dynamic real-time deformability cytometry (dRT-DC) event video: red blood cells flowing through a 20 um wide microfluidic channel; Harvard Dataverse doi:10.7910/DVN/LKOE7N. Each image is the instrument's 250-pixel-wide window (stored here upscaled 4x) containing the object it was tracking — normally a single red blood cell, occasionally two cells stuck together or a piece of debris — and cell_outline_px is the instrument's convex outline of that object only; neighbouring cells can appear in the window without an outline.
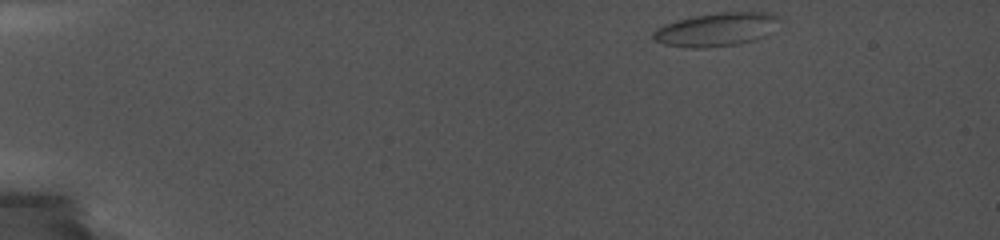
{"species": "common noctule bat (a hibernating species)", "species_latin": "Nyctalus noctula", "temperature_condition": "cold", "stored_images_in_passage": 23, "camera_frame_rate_fps": 5000, "um_per_image_px": 0.085, "animal": {"sex": "female", "body_mass_g": 19.0, "forearm_length_mm": 56.7}, "frame": {"image": 1, "passage_image": 1, "time_ms": 0.0, "image_size_px": [1000, 240], "cell_outline_px": [[780, 20], [764, 36], [740, 44], [704, 48], [688, 48], [664, 44], [652, 40], [652, 32], [656, 28], [664, 24], [676, 20], [716, 12], [772, 12], [780, 16]], "centroid_in_image_um": [60.85, 2.5], "position_along_channel_um": 24.2, "area_um2": 24.74}}
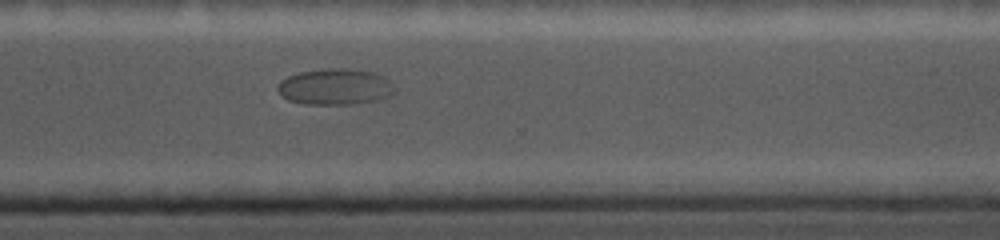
{"frame": {"image": 2, "passage_image": 22, "time_ms": 12.2, "image_size_px": [1000, 240], "cell_outline_px": [[392, 92], [384, 96], [372, 100], [348, 104], [308, 104], [288, 100], [276, 88], [280, 80], [288, 76], [300, 72], [324, 68], [356, 68], [372, 72], [384, 76], [388, 80], [392, 88]], "centroid_in_image_um": [28.41, 7.34], "position_along_channel_um": 342.2, "area_um2": 24.16}}
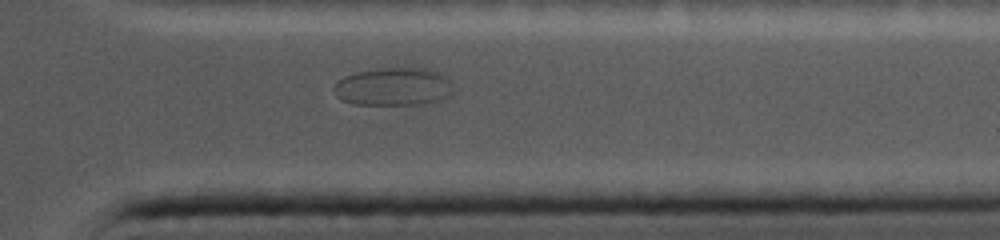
{"frame": {"image": 3, "passage_image": 23, "time_ms": 13.2, "image_size_px": [1000, 240], "cell_outline_px": [[452, 96], [428, 104], [356, 104], [344, 100], [332, 88], [344, 76], [356, 72], [384, 68], [424, 68], [440, 72], [448, 80], [452, 92]], "centroid_in_image_um": [33.5, 7.37], "position_along_channel_um": 377.9, "area_um2": 26.13}}